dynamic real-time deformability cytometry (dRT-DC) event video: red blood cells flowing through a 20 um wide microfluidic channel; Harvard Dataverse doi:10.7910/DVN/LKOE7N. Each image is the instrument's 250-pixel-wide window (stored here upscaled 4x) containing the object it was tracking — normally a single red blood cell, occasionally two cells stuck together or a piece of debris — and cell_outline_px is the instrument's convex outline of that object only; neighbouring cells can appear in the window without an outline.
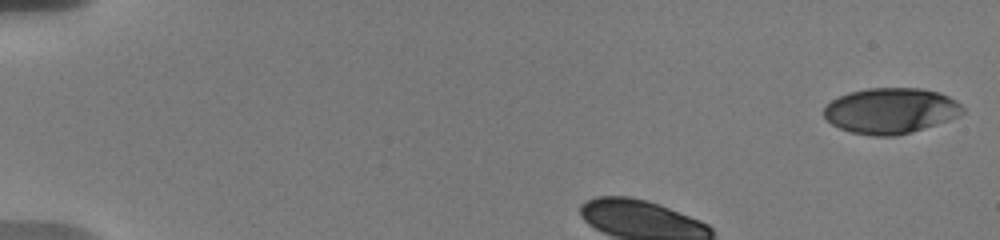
{"species": "human", "species_latin": "Homo sapiens", "temperature_condition": "warm", "stored_images_in_passage": 17, "camera_frame_rate_fps": 3000, "um_per_image_px": 0.085, "donor": {"sex": "male"}, "frame": {"image": 1, "passage_image": 1, "time_ms": 0.0, "image_size_px": [1000, 240], "cell_outline_px": [[964, 112], [948, 120], [912, 132], [896, 136], [872, 136], [852, 132], [840, 128], [832, 124], [824, 116], [824, 108], [832, 100], [848, 92], [868, 88], [920, 88], [940, 92], [956, 100], [964, 108]], "centroid_in_image_um": [75.71, 9.41], "position_along_channel_um": 9.3, "area_um2": 36.82}}
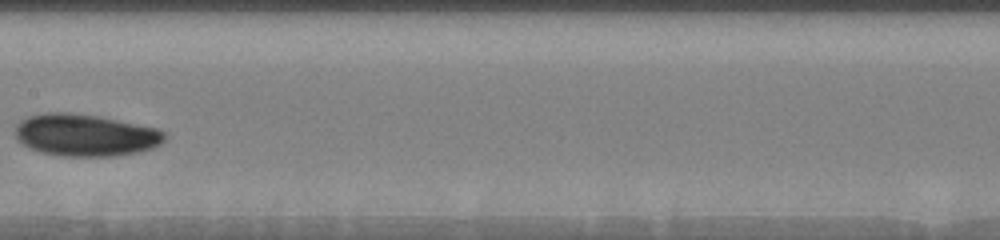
{"frame": {"image": 2, "passage_image": 10, "time_ms": 7.0, "image_size_px": [1000, 240], "cell_outline_px": [[164, 140], [160, 144], [152, 148], [136, 152], [112, 156], [60, 156], [40, 152], [28, 148], [16, 136], [16, 124], [20, 120], [28, 116], [48, 112], [68, 112], [100, 116], [160, 128], [164, 132]], "centroid_in_image_um": [7.26, 11.47], "position_along_channel_um": 200.1, "area_um2": 36.76}}
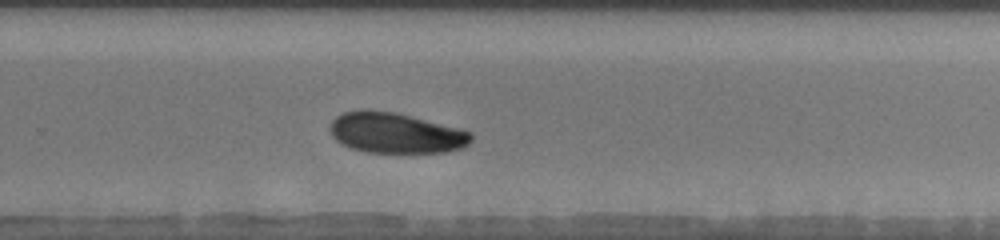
{"frame": {"image": 3, "passage_image": 17, "time_ms": 9.667, "image_size_px": [1000, 240], "cell_outline_px": [[472, 140], [464, 148], [448, 152], [364, 152], [340, 144], [332, 136], [332, 120], [336, 116], [344, 112], [360, 108], [368, 108], [396, 112], [460, 128], [472, 132]], "centroid_in_image_um": [33.65, 11.28], "position_along_channel_um": 296.2, "area_um2": 33.7}}